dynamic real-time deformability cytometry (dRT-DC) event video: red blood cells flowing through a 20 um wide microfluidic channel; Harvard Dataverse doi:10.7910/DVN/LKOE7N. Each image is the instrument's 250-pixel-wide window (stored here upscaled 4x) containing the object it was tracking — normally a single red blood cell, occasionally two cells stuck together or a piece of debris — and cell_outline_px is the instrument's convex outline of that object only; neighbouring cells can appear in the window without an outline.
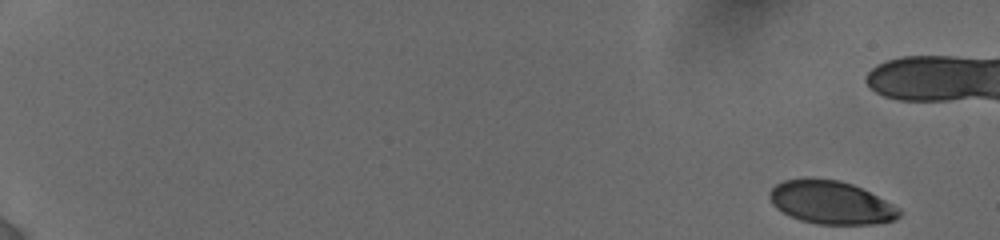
{"species": "human", "species_latin": "Homo sapiens", "temperature_condition": "cold", "stored_images_in_passage": 24, "camera_frame_rate_fps": 3000, "um_per_image_px": 0.085, "donor": {"sex": "female"}, "frame": {"image": 1, "passage_image": 1, "time_ms": 0.0, "image_size_px": [1000, 240], "cell_outline_px": [[900, 216], [892, 220], [872, 224], [816, 224], [800, 220], [776, 208], [772, 204], [768, 196], [768, 192], [776, 184], [784, 180], [840, 180], [852, 184], [900, 208]], "centroid_in_image_um": [70.61, 17.23], "position_along_channel_um": 14.4, "area_um2": 31.85}}
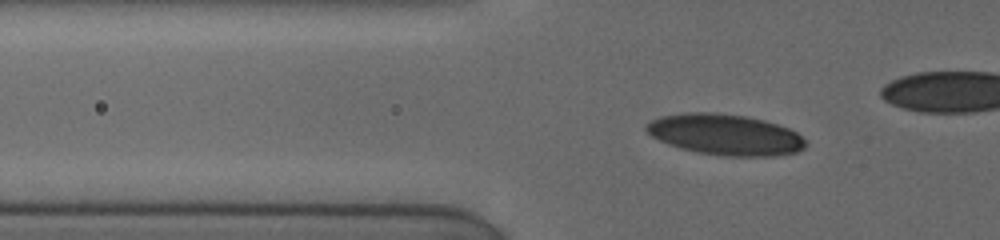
{"frame": {"image": 2, "passage_image": 18, "time_ms": 6.0, "image_size_px": [1000, 240], "cell_outline_px": [[808, 144], [804, 148], [796, 152], [772, 156], [724, 156], [696, 152], [680, 148], [668, 144], [652, 136], [644, 128], [644, 124], [660, 116], [684, 112], [716, 112], [744, 116], [764, 120], [788, 128], [796, 132]], "centroid_in_image_um": [61.61, 11.44], "position_along_channel_um": 64.2, "area_um2": 38.03}}
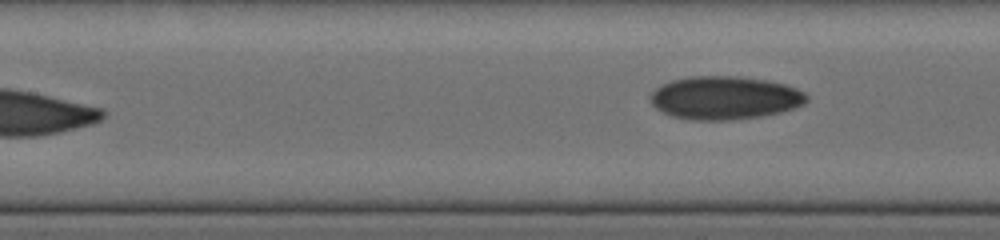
{"frame": {"image": 3, "passage_image": 24, "time_ms": 10.0, "image_size_px": [1000, 240], "cell_outline_px": [[808, 100], [804, 104], [780, 112], [760, 116], [728, 120], [692, 120], [672, 116], [656, 108], [652, 104], [648, 96], [660, 84], [672, 80], [688, 76], [736, 76], [764, 80], [784, 84], [796, 88], [804, 92], [808, 96]], "centroid_in_image_um": [61.57, 8.31], "position_along_channel_um": 145.8, "area_um2": 39.3}}